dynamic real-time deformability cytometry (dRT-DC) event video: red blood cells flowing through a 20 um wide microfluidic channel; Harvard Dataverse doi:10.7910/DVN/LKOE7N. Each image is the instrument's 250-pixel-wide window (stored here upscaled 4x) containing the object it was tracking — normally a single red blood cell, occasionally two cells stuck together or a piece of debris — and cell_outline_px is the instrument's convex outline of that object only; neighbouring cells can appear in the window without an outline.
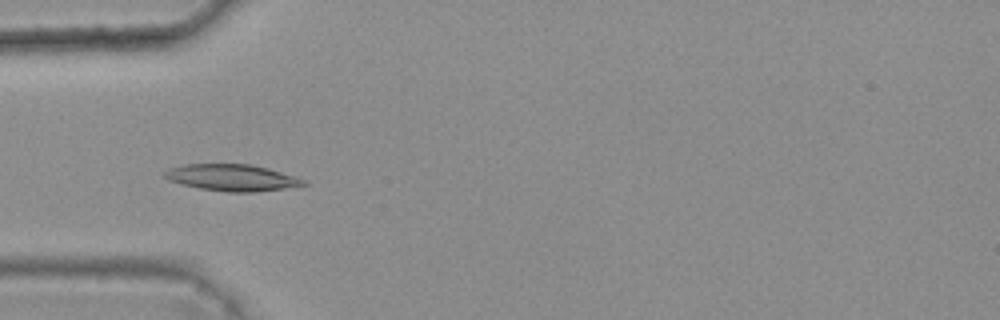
{"species": "common noctule bat (a hibernating species)", "species_latin": "Nyctalus noctula", "temperature_condition": "warm", "stored_images_in_passage": 3, "camera_frame_rate_fps": 3000, "um_per_image_px": 0.085, "animal": {"sex": "female", "body_mass_g": 25.1}, "frame": {"image": 1, "passage_image": 3, "time_ms": 0.667, "image_size_px": [1000, 320], "cell_outline_px": [[308, 184], [284, 188], [256, 192], [228, 192], [200, 188], [180, 184], [168, 180], [164, 176], [164, 172], [168, 168], [184, 164], [252, 164], [268, 168], [296, 176], [308, 180]], "centroid_in_image_um": [19.73, 15.09], "position_along_channel_um": 65.3, "area_um2": 21.68}}